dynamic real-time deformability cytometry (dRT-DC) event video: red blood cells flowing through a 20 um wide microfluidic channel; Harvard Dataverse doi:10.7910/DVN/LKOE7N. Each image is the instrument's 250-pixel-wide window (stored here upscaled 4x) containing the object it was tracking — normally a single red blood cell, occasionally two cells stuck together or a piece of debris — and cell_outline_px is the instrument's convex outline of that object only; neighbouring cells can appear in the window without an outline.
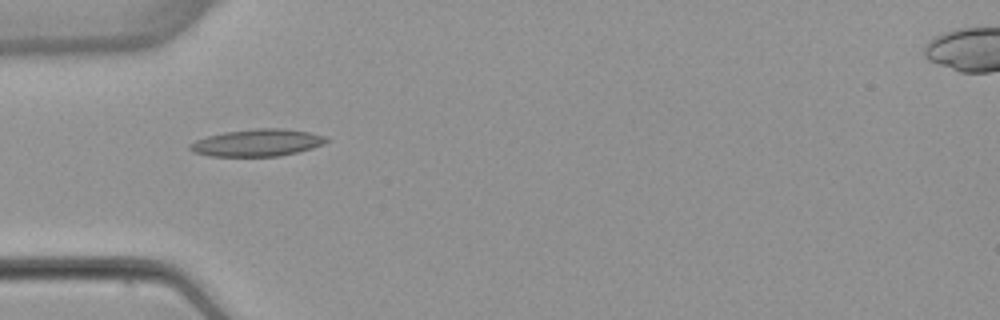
{"species": "common noctule bat (a hibernating species)", "species_latin": "Nyctalus noctula", "temperature_condition": "warm", "stored_images_in_passage": 6, "camera_frame_rate_fps": 3000, "um_per_image_px": 0.085, "animal": {"sex": "female", "body_mass_g": 22.7, "forearm_length_mm": 54.2}, "frame": {"image": 1, "passage_image": 4, "time_ms": 4.667, "image_size_px": [1000, 320], "cell_outline_px": [[332, 140], [324, 144], [312, 148], [280, 156], [208, 156], [192, 152], [188, 148], [188, 144], [196, 140], [208, 136], [224, 132], [252, 128], [280, 128], [308, 132], [324, 136]], "centroid_in_image_um": [21.85, 12.13], "position_along_channel_um": 63.2, "area_um2": 21.68}}
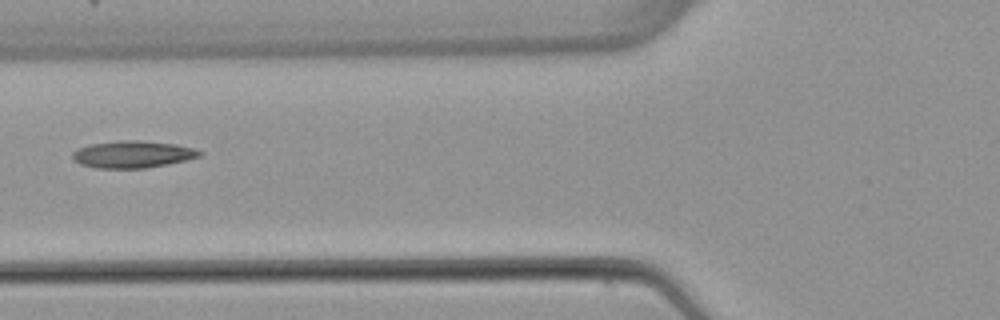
{"frame": {"image": 2, "passage_image": 5, "time_ms": 6.0, "image_size_px": [1000, 320], "cell_outline_px": [[204, 152], [200, 156], [168, 164], [144, 168], [96, 168], [80, 164], [72, 160], [72, 152], [76, 148], [92, 144], [116, 140], [140, 140], [176, 144], [196, 148]], "centroid_in_image_um": [11.26, 13.11], "position_along_channel_um": 114.5, "area_um2": 20.23}}
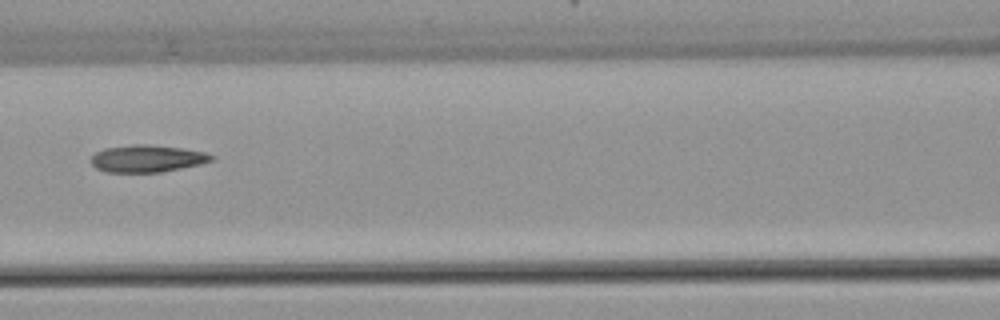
{"frame": {"image": 3, "passage_image": 6, "time_ms": 7.0, "image_size_px": [1000, 320], "cell_outline_px": [[216, 160], [200, 164], [160, 172], [104, 172], [96, 168], [92, 164], [92, 156], [96, 152], [104, 148], [136, 144], [148, 144], [180, 148], [204, 152], [216, 156]], "centroid_in_image_um": [12.52, 13.48], "position_along_channel_um": 154.1, "area_um2": 19.02}}